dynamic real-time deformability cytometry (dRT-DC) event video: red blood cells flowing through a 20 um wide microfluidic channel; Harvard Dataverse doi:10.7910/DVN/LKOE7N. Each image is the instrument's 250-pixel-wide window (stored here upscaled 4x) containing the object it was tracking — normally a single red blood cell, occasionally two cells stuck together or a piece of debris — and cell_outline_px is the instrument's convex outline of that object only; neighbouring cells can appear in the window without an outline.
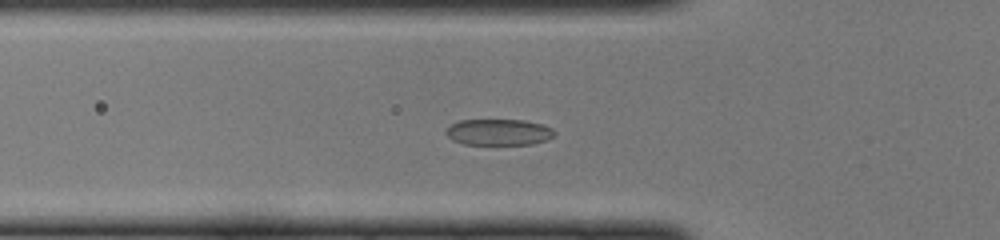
{"species": "common noctule bat (a hibernating species)", "species_latin": "Nyctalus noctula", "temperature_condition": "cold", "stored_images_in_passage": 43, "camera_frame_rate_fps": 3000, "um_per_image_px": 0.085, "animal": {"sex": "female", "body_mass_g": 22.0, "forearm_length_mm": 56.7}, "frame": {"image": 1, "passage_image": 12, "time_ms": 3.667, "image_size_px": [1000, 240], "cell_outline_px": [[556, 132], [552, 136], [544, 140], [532, 144], [464, 144], [452, 140], [444, 132], [444, 128], [460, 120], [524, 120], [540, 124], [552, 128]], "centroid_in_image_um": [42.34, 11.23], "position_along_channel_um": 83.5, "area_um2": 16.47}}
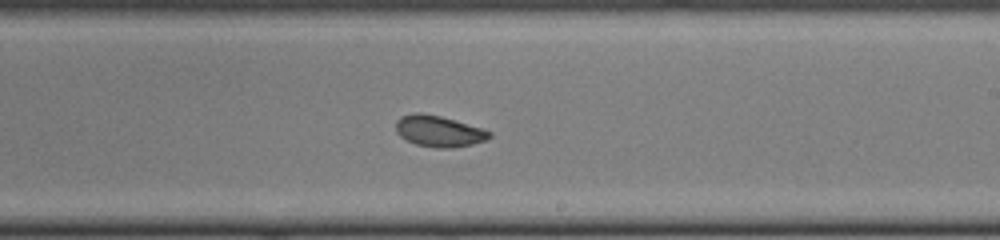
{"frame": {"image": 2, "passage_image": 24, "time_ms": 7.667, "image_size_px": [1000, 240], "cell_outline_px": [[492, 136], [488, 140], [472, 144], [452, 148], [436, 148], [416, 144], [400, 136], [396, 132], [396, 120], [400, 116], [416, 112], [420, 112], [440, 116], [484, 128], [492, 132]], "centroid_in_image_um": [37.33, 11.15], "position_along_channel_um": 251.7, "area_um2": 17.17}}
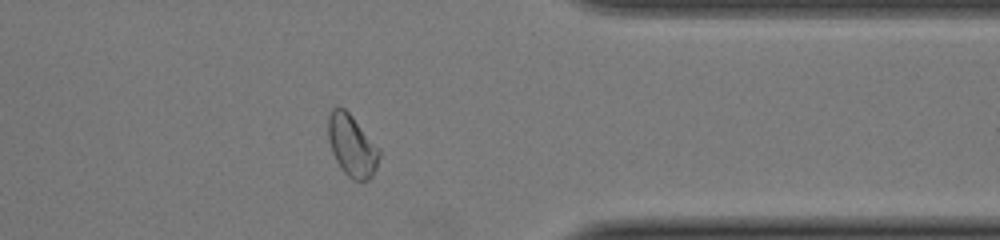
{"frame": {"image": 3, "passage_image": 34, "time_ms": 11.0, "image_size_px": [1000, 240], "cell_outline_px": [[380, 156], [376, 168], [372, 176], [368, 180], [352, 180], [340, 168], [332, 152], [328, 140], [328, 116], [332, 108], [344, 108], [352, 116], [380, 148]], "centroid_in_image_um": [29.92, 12.39], "position_along_channel_um": 381.5, "area_um2": 18.38}}